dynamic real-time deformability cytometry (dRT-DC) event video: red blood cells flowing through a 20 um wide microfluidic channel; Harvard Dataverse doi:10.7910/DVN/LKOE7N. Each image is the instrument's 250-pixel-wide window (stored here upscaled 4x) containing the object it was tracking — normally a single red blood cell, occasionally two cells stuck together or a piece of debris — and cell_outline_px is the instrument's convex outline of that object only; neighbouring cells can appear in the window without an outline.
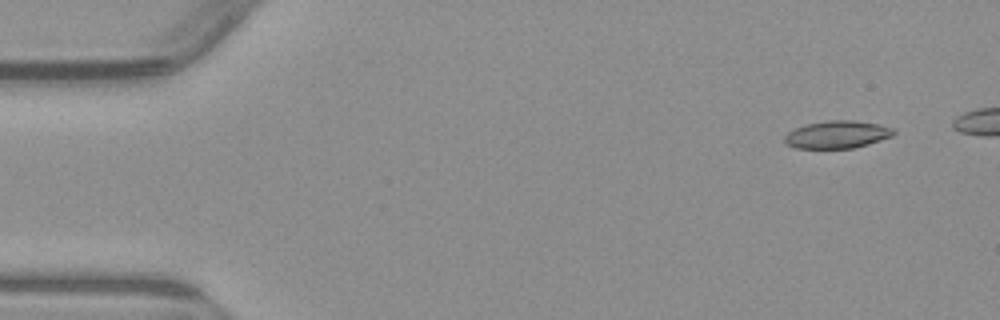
{"species": "common noctule bat (a hibernating species)", "species_latin": "Nyctalus noctula", "temperature_condition": "warm", "stored_images_in_passage": 4, "camera_frame_rate_fps": 3000, "um_per_image_px": 0.085, "animal": {"sex": "male", "body_mass_g": 23.1, "forearm_length_mm": 52.7}, "frame": {"image": 1, "passage_image": 2, "time_ms": 1.0, "image_size_px": [1000, 320], "cell_outline_px": [[896, 132], [892, 136], [868, 144], [852, 148], [796, 148], [784, 144], [784, 136], [788, 132], [796, 128], [808, 124], [828, 120], [852, 120], [876, 124], [896, 128]], "centroid_in_image_um": [71.16, 11.44], "position_along_channel_um": 13.8, "area_um2": 17.46}}